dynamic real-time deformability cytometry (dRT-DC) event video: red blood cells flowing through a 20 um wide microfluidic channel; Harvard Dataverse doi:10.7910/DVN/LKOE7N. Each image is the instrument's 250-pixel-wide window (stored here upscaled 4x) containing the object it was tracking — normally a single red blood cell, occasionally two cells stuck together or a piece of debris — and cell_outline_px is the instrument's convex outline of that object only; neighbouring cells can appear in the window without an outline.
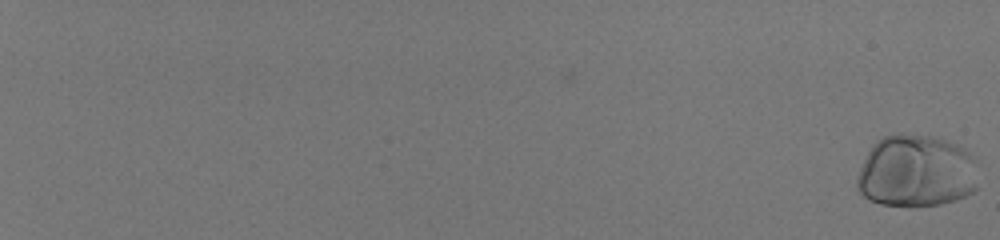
{"species": "human", "species_latin": "Homo sapiens", "temperature_condition": "room temperature", "stored_images_in_passage": 59, "camera_frame_rate_fps": 3000, "um_per_image_px": 0.085, "donor": {"sex": "male"}, "frame": {"image": 1, "passage_image": 1, "time_ms": 0.0, "image_size_px": [1000, 240], "cell_outline_px": [[976, 188], [972, 192], [956, 200], [940, 204], [880, 204], [868, 200], [856, 188], [856, 180], [860, 168], [872, 144], [876, 140], [884, 136], [936, 136], [956, 144], [964, 148], [976, 160]], "centroid_in_image_um": [77.88, 14.55], "position_along_channel_um": 7.1, "area_um2": 50.52}}
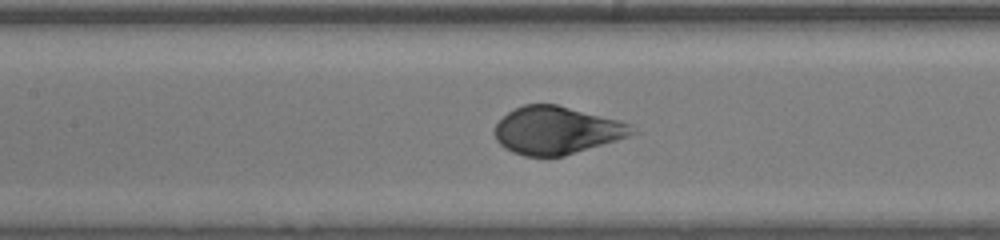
{"frame": {"image": 2, "passage_image": 35, "time_ms": 11.333, "image_size_px": [1000, 240], "cell_outline_px": [[640, 132], [616, 140], [564, 156], [524, 156], [512, 152], [504, 148], [496, 140], [492, 132], [496, 124], [508, 112], [524, 104], [556, 104], [620, 120], [632, 124]], "centroid_in_image_um": [47.32, 11.08], "position_along_channel_um": 160.1, "area_um2": 38.32}}
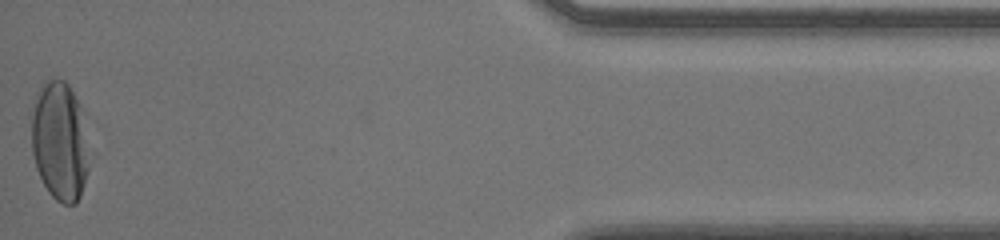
{"frame": {"image": 3, "passage_image": 59, "time_ms": 19.333, "image_size_px": [1000, 240], "cell_outline_px": [[92, 152], [88, 172], [80, 196], [76, 204], [64, 204], [56, 200], [48, 192], [36, 168], [32, 152], [28, 116], [32, 100], [36, 92], [44, 80], [64, 80], [68, 84], [80, 108]], "centroid_in_image_um": [5.05, 11.99], "position_along_channel_um": 430.1, "area_um2": 41.5}, "authors_computed_cell_mechanics": {"area_um2": 40.2866, "velocity_mm_per_s": 4.0402, "shape_relaxation_time_tau1_ms": 5.9702, "shape_relaxation_time_tau2_ms": null, "deformation_change_tau1": 0.2735, "deformation_change_tau2": null}}